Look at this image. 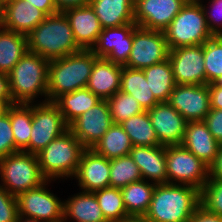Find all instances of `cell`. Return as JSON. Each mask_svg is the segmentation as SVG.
I'll return each mask as SVG.
<instances>
[{
    "label": "cell",
    "mask_w": 222,
    "mask_h": 222,
    "mask_svg": "<svg viewBox=\"0 0 222 222\" xmlns=\"http://www.w3.org/2000/svg\"><path fill=\"white\" fill-rule=\"evenodd\" d=\"M200 205V190L185 184H156L145 216L152 222H189Z\"/></svg>",
    "instance_id": "6da1fadb"
},
{
    "label": "cell",
    "mask_w": 222,
    "mask_h": 222,
    "mask_svg": "<svg viewBox=\"0 0 222 222\" xmlns=\"http://www.w3.org/2000/svg\"><path fill=\"white\" fill-rule=\"evenodd\" d=\"M26 37L28 51L49 61L82 50L77 45L70 23L63 12L46 16Z\"/></svg>",
    "instance_id": "7a4b0ae2"
},
{
    "label": "cell",
    "mask_w": 222,
    "mask_h": 222,
    "mask_svg": "<svg viewBox=\"0 0 222 222\" xmlns=\"http://www.w3.org/2000/svg\"><path fill=\"white\" fill-rule=\"evenodd\" d=\"M98 57L92 50H81L49 61L48 102L77 89L86 88L94 62Z\"/></svg>",
    "instance_id": "3957f363"
},
{
    "label": "cell",
    "mask_w": 222,
    "mask_h": 222,
    "mask_svg": "<svg viewBox=\"0 0 222 222\" xmlns=\"http://www.w3.org/2000/svg\"><path fill=\"white\" fill-rule=\"evenodd\" d=\"M49 60L27 52L8 73L9 90L14 103L30 104L41 95L48 102Z\"/></svg>",
    "instance_id": "277c9868"
},
{
    "label": "cell",
    "mask_w": 222,
    "mask_h": 222,
    "mask_svg": "<svg viewBox=\"0 0 222 222\" xmlns=\"http://www.w3.org/2000/svg\"><path fill=\"white\" fill-rule=\"evenodd\" d=\"M84 149L69 129L65 131L36 154L43 177L51 181L74 177Z\"/></svg>",
    "instance_id": "5b68a950"
},
{
    "label": "cell",
    "mask_w": 222,
    "mask_h": 222,
    "mask_svg": "<svg viewBox=\"0 0 222 222\" xmlns=\"http://www.w3.org/2000/svg\"><path fill=\"white\" fill-rule=\"evenodd\" d=\"M163 32L169 50L203 45L213 37L207 26L203 7L198 0H188Z\"/></svg>",
    "instance_id": "8992f818"
},
{
    "label": "cell",
    "mask_w": 222,
    "mask_h": 222,
    "mask_svg": "<svg viewBox=\"0 0 222 222\" xmlns=\"http://www.w3.org/2000/svg\"><path fill=\"white\" fill-rule=\"evenodd\" d=\"M2 186L13 196L37 188L46 181L36 154L18 151L0 159Z\"/></svg>",
    "instance_id": "52a82bcc"
},
{
    "label": "cell",
    "mask_w": 222,
    "mask_h": 222,
    "mask_svg": "<svg viewBox=\"0 0 222 222\" xmlns=\"http://www.w3.org/2000/svg\"><path fill=\"white\" fill-rule=\"evenodd\" d=\"M167 183L185 184L201 190L209 179V166L180 145L166 146Z\"/></svg>",
    "instance_id": "ba28073f"
},
{
    "label": "cell",
    "mask_w": 222,
    "mask_h": 222,
    "mask_svg": "<svg viewBox=\"0 0 222 222\" xmlns=\"http://www.w3.org/2000/svg\"><path fill=\"white\" fill-rule=\"evenodd\" d=\"M69 129L62 113L53 102L32 103V130L29 153L38 154L51 141Z\"/></svg>",
    "instance_id": "9c48e42d"
},
{
    "label": "cell",
    "mask_w": 222,
    "mask_h": 222,
    "mask_svg": "<svg viewBox=\"0 0 222 222\" xmlns=\"http://www.w3.org/2000/svg\"><path fill=\"white\" fill-rule=\"evenodd\" d=\"M169 48L162 31L136 26L133 30L132 50L123 65L131 69H144L168 59Z\"/></svg>",
    "instance_id": "30bf717a"
},
{
    "label": "cell",
    "mask_w": 222,
    "mask_h": 222,
    "mask_svg": "<svg viewBox=\"0 0 222 222\" xmlns=\"http://www.w3.org/2000/svg\"><path fill=\"white\" fill-rule=\"evenodd\" d=\"M48 182L51 180H46L39 187L29 189L16 197L18 215L41 222H63L64 202L46 189Z\"/></svg>",
    "instance_id": "8fae6325"
},
{
    "label": "cell",
    "mask_w": 222,
    "mask_h": 222,
    "mask_svg": "<svg viewBox=\"0 0 222 222\" xmlns=\"http://www.w3.org/2000/svg\"><path fill=\"white\" fill-rule=\"evenodd\" d=\"M168 59L178 85L206 84L203 45L184 46L169 50Z\"/></svg>",
    "instance_id": "7c38bea8"
},
{
    "label": "cell",
    "mask_w": 222,
    "mask_h": 222,
    "mask_svg": "<svg viewBox=\"0 0 222 222\" xmlns=\"http://www.w3.org/2000/svg\"><path fill=\"white\" fill-rule=\"evenodd\" d=\"M113 125L107 100H100L69 125L85 149H92Z\"/></svg>",
    "instance_id": "4fadbf2b"
},
{
    "label": "cell",
    "mask_w": 222,
    "mask_h": 222,
    "mask_svg": "<svg viewBox=\"0 0 222 222\" xmlns=\"http://www.w3.org/2000/svg\"><path fill=\"white\" fill-rule=\"evenodd\" d=\"M168 103L187 122L204 121L210 112L209 84L178 85L170 94Z\"/></svg>",
    "instance_id": "5bb4252c"
},
{
    "label": "cell",
    "mask_w": 222,
    "mask_h": 222,
    "mask_svg": "<svg viewBox=\"0 0 222 222\" xmlns=\"http://www.w3.org/2000/svg\"><path fill=\"white\" fill-rule=\"evenodd\" d=\"M188 0H135L134 20L137 26L164 31Z\"/></svg>",
    "instance_id": "9a60e30c"
},
{
    "label": "cell",
    "mask_w": 222,
    "mask_h": 222,
    "mask_svg": "<svg viewBox=\"0 0 222 222\" xmlns=\"http://www.w3.org/2000/svg\"><path fill=\"white\" fill-rule=\"evenodd\" d=\"M136 26V24H127L102 29L92 51L98 58L124 65L132 50L133 30Z\"/></svg>",
    "instance_id": "2e32d148"
},
{
    "label": "cell",
    "mask_w": 222,
    "mask_h": 222,
    "mask_svg": "<svg viewBox=\"0 0 222 222\" xmlns=\"http://www.w3.org/2000/svg\"><path fill=\"white\" fill-rule=\"evenodd\" d=\"M147 112L161 145L182 143L187 121L175 108L168 102H159Z\"/></svg>",
    "instance_id": "e0dca14e"
},
{
    "label": "cell",
    "mask_w": 222,
    "mask_h": 222,
    "mask_svg": "<svg viewBox=\"0 0 222 222\" xmlns=\"http://www.w3.org/2000/svg\"><path fill=\"white\" fill-rule=\"evenodd\" d=\"M74 177L82 191L94 192L110 187V160L93 149H84Z\"/></svg>",
    "instance_id": "ac0fdd59"
},
{
    "label": "cell",
    "mask_w": 222,
    "mask_h": 222,
    "mask_svg": "<svg viewBox=\"0 0 222 222\" xmlns=\"http://www.w3.org/2000/svg\"><path fill=\"white\" fill-rule=\"evenodd\" d=\"M46 14L25 0H5L0 10V25L10 31L27 35Z\"/></svg>",
    "instance_id": "d6986e66"
},
{
    "label": "cell",
    "mask_w": 222,
    "mask_h": 222,
    "mask_svg": "<svg viewBox=\"0 0 222 222\" xmlns=\"http://www.w3.org/2000/svg\"><path fill=\"white\" fill-rule=\"evenodd\" d=\"M70 23L74 39L82 50H92L102 32L99 19L90 5L63 11Z\"/></svg>",
    "instance_id": "ffe728a7"
},
{
    "label": "cell",
    "mask_w": 222,
    "mask_h": 222,
    "mask_svg": "<svg viewBox=\"0 0 222 222\" xmlns=\"http://www.w3.org/2000/svg\"><path fill=\"white\" fill-rule=\"evenodd\" d=\"M166 146H133L129 155L138 165L142 179L154 184L167 183Z\"/></svg>",
    "instance_id": "44dd1931"
},
{
    "label": "cell",
    "mask_w": 222,
    "mask_h": 222,
    "mask_svg": "<svg viewBox=\"0 0 222 222\" xmlns=\"http://www.w3.org/2000/svg\"><path fill=\"white\" fill-rule=\"evenodd\" d=\"M181 145L209 166L217 157L221 144L204 121H195L187 122Z\"/></svg>",
    "instance_id": "7402d4cb"
},
{
    "label": "cell",
    "mask_w": 222,
    "mask_h": 222,
    "mask_svg": "<svg viewBox=\"0 0 222 222\" xmlns=\"http://www.w3.org/2000/svg\"><path fill=\"white\" fill-rule=\"evenodd\" d=\"M122 66L105 58H98L94 62L87 88L101 100H108L120 90Z\"/></svg>",
    "instance_id": "603a6c76"
},
{
    "label": "cell",
    "mask_w": 222,
    "mask_h": 222,
    "mask_svg": "<svg viewBox=\"0 0 222 222\" xmlns=\"http://www.w3.org/2000/svg\"><path fill=\"white\" fill-rule=\"evenodd\" d=\"M135 0H91L102 29L136 24L134 20Z\"/></svg>",
    "instance_id": "cb8c5ba5"
},
{
    "label": "cell",
    "mask_w": 222,
    "mask_h": 222,
    "mask_svg": "<svg viewBox=\"0 0 222 222\" xmlns=\"http://www.w3.org/2000/svg\"><path fill=\"white\" fill-rule=\"evenodd\" d=\"M63 202V222L68 217L76 222H107L94 192L80 191Z\"/></svg>",
    "instance_id": "d4e9b609"
},
{
    "label": "cell",
    "mask_w": 222,
    "mask_h": 222,
    "mask_svg": "<svg viewBox=\"0 0 222 222\" xmlns=\"http://www.w3.org/2000/svg\"><path fill=\"white\" fill-rule=\"evenodd\" d=\"M101 99L94 95L87 87L77 89L71 93L59 96L53 103L63 115L65 123L69 126L83 113L87 112Z\"/></svg>",
    "instance_id": "484cf974"
},
{
    "label": "cell",
    "mask_w": 222,
    "mask_h": 222,
    "mask_svg": "<svg viewBox=\"0 0 222 222\" xmlns=\"http://www.w3.org/2000/svg\"><path fill=\"white\" fill-rule=\"evenodd\" d=\"M120 90L133 96L144 111L150 110L159 103L146 81L143 70L122 66Z\"/></svg>",
    "instance_id": "4316f807"
},
{
    "label": "cell",
    "mask_w": 222,
    "mask_h": 222,
    "mask_svg": "<svg viewBox=\"0 0 222 222\" xmlns=\"http://www.w3.org/2000/svg\"><path fill=\"white\" fill-rule=\"evenodd\" d=\"M27 52L26 35L0 25V72L8 74Z\"/></svg>",
    "instance_id": "83f0119b"
},
{
    "label": "cell",
    "mask_w": 222,
    "mask_h": 222,
    "mask_svg": "<svg viewBox=\"0 0 222 222\" xmlns=\"http://www.w3.org/2000/svg\"><path fill=\"white\" fill-rule=\"evenodd\" d=\"M10 122L14 135L15 152L29 153V140L32 130V103H15L8 107Z\"/></svg>",
    "instance_id": "f1b7e54d"
},
{
    "label": "cell",
    "mask_w": 222,
    "mask_h": 222,
    "mask_svg": "<svg viewBox=\"0 0 222 222\" xmlns=\"http://www.w3.org/2000/svg\"><path fill=\"white\" fill-rule=\"evenodd\" d=\"M142 70L154 97L159 102H168L176 85L169 59Z\"/></svg>",
    "instance_id": "f546056e"
},
{
    "label": "cell",
    "mask_w": 222,
    "mask_h": 222,
    "mask_svg": "<svg viewBox=\"0 0 222 222\" xmlns=\"http://www.w3.org/2000/svg\"><path fill=\"white\" fill-rule=\"evenodd\" d=\"M156 184L138 180L121 188L124 207L128 215H145L149 210Z\"/></svg>",
    "instance_id": "4dcf8cb0"
},
{
    "label": "cell",
    "mask_w": 222,
    "mask_h": 222,
    "mask_svg": "<svg viewBox=\"0 0 222 222\" xmlns=\"http://www.w3.org/2000/svg\"><path fill=\"white\" fill-rule=\"evenodd\" d=\"M132 148L130 137L123 127L113 124L92 149L110 160L129 155Z\"/></svg>",
    "instance_id": "1f68e13d"
},
{
    "label": "cell",
    "mask_w": 222,
    "mask_h": 222,
    "mask_svg": "<svg viewBox=\"0 0 222 222\" xmlns=\"http://www.w3.org/2000/svg\"><path fill=\"white\" fill-rule=\"evenodd\" d=\"M120 125L130 137L133 146L161 145L147 111L124 120Z\"/></svg>",
    "instance_id": "d6a6232c"
},
{
    "label": "cell",
    "mask_w": 222,
    "mask_h": 222,
    "mask_svg": "<svg viewBox=\"0 0 222 222\" xmlns=\"http://www.w3.org/2000/svg\"><path fill=\"white\" fill-rule=\"evenodd\" d=\"M94 194L107 222H119L128 216L120 188L107 187L94 191Z\"/></svg>",
    "instance_id": "836d02e7"
},
{
    "label": "cell",
    "mask_w": 222,
    "mask_h": 222,
    "mask_svg": "<svg viewBox=\"0 0 222 222\" xmlns=\"http://www.w3.org/2000/svg\"><path fill=\"white\" fill-rule=\"evenodd\" d=\"M141 179L139 167L130 155L110 159V187L121 189Z\"/></svg>",
    "instance_id": "e575fe53"
},
{
    "label": "cell",
    "mask_w": 222,
    "mask_h": 222,
    "mask_svg": "<svg viewBox=\"0 0 222 222\" xmlns=\"http://www.w3.org/2000/svg\"><path fill=\"white\" fill-rule=\"evenodd\" d=\"M113 124H120L132 116L144 112L139 102L131 95L119 90L107 100Z\"/></svg>",
    "instance_id": "d590c367"
},
{
    "label": "cell",
    "mask_w": 222,
    "mask_h": 222,
    "mask_svg": "<svg viewBox=\"0 0 222 222\" xmlns=\"http://www.w3.org/2000/svg\"><path fill=\"white\" fill-rule=\"evenodd\" d=\"M206 84L222 75V36H213L203 44Z\"/></svg>",
    "instance_id": "8d00e7d4"
},
{
    "label": "cell",
    "mask_w": 222,
    "mask_h": 222,
    "mask_svg": "<svg viewBox=\"0 0 222 222\" xmlns=\"http://www.w3.org/2000/svg\"><path fill=\"white\" fill-rule=\"evenodd\" d=\"M200 205L222 217V179H208L200 190Z\"/></svg>",
    "instance_id": "74e56055"
},
{
    "label": "cell",
    "mask_w": 222,
    "mask_h": 222,
    "mask_svg": "<svg viewBox=\"0 0 222 222\" xmlns=\"http://www.w3.org/2000/svg\"><path fill=\"white\" fill-rule=\"evenodd\" d=\"M15 153V142L8 112L0 116V159Z\"/></svg>",
    "instance_id": "f35d334b"
},
{
    "label": "cell",
    "mask_w": 222,
    "mask_h": 222,
    "mask_svg": "<svg viewBox=\"0 0 222 222\" xmlns=\"http://www.w3.org/2000/svg\"><path fill=\"white\" fill-rule=\"evenodd\" d=\"M18 203L16 196L11 195L0 184V222H17Z\"/></svg>",
    "instance_id": "ab89813d"
},
{
    "label": "cell",
    "mask_w": 222,
    "mask_h": 222,
    "mask_svg": "<svg viewBox=\"0 0 222 222\" xmlns=\"http://www.w3.org/2000/svg\"><path fill=\"white\" fill-rule=\"evenodd\" d=\"M198 1L203 7L209 31L212 33L213 36H222V0H211V10L205 8L206 6H203L202 1Z\"/></svg>",
    "instance_id": "60d3db41"
},
{
    "label": "cell",
    "mask_w": 222,
    "mask_h": 222,
    "mask_svg": "<svg viewBox=\"0 0 222 222\" xmlns=\"http://www.w3.org/2000/svg\"><path fill=\"white\" fill-rule=\"evenodd\" d=\"M204 122L207 124L212 136L222 144V109H210Z\"/></svg>",
    "instance_id": "b9f144b4"
},
{
    "label": "cell",
    "mask_w": 222,
    "mask_h": 222,
    "mask_svg": "<svg viewBox=\"0 0 222 222\" xmlns=\"http://www.w3.org/2000/svg\"><path fill=\"white\" fill-rule=\"evenodd\" d=\"M189 222H222V217L207 211L204 207L199 205Z\"/></svg>",
    "instance_id": "7bdbcfd3"
},
{
    "label": "cell",
    "mask_w": 222,
    "mask_h": 222,
    "mask_svg": "<svg viewBox=\"0 0 222 222\" xmlns=\"http://www.w3.org/2000/svg\"><path fill=\"white\" fill-rule=\"evenodd\" d=\"M40 9L47 16L58 13L54 0H25Z\"/></svg>",
    "instance_id": "ee69618b"
},
{
    "label": "cell",
    "mask_w": 222,
    "mask_h": 222,
    "mask_svg": "<svg viewBox=\"0 0 222 222\" xmlns=\"http://www.w3.org/2000/svg\"><path fill=\"white\" fill-rule=\"evenodd\" d=\"M210 108L222 109V87L214 83L209 84Z\"/></svg>",
    "instance_id": "f6af8a7d"
},
{
    "label": "cell",
    "mask_w": 222,
    "mask_h": 222,
    "mask_svg": "<svg viewBox=\"0 0 222 222\" xmlns=\"http://www.w3.org/2000/svg\"><path fill=\"white\" fill-rule=\"evenodd\" d=\"M209 179H222V144L217 157L209 165Z\"/></svg>",
    "instance_id": "bcb514c9"
},
{
    "label": "cell",
    "mask_w": 222,
    "mask_h": 222,
    "mask_svg": "<svg viewBox=\"0 0 222 222\" xmlns=\"http://www.w3.org/2000/svg\"><path fill=\"white\" fill-rule=\"evenodd\" d=\"M57 11L63 12L68 8L90 5L91 0H54Z\"/></svg>",
    "instance_id": "7dc6e473"
},
{
    "label": "cell",
    "mask_w": 222,
    "mask_h": 222,
    "mask_svg": "<svg viewBox=\"0 0 222 222\" xmlns=\"http://www.w3.org/2000/svg\"><path fill=\"white\" fill-rule=\"evenodd\" d=\"M0 99L3 101H13L10 90L8 74L0 72Z\"/></svg>",
    "instance_id": "c3c4849f"
},
{
    "label": "cell",
    "mask_w": 222,
    "mask_h": 222,
    "mask_svg": "<svg viewBox=\"0 0 222 222\" xmlns=\"http://www.w3.org/2000/svg\"><path fill=\"white\" fill-rule=\"evenodd\" d=\"M119 222H152L145 215H128Z\"/></svg>",
    "instance_id": "681fc988"
},
{
    "label": "cell",
    "mask_w": 222,
    "mask_h": 222,
    "mask_svg": "<svg viewBox=\"0 0 222 222\" xmlns=\"http://www.w3.org/2000/svg\"><path fill=\"white\" fill-rule=\"evenodd\" d=\"M15 104L13 101H3L0 99V116L7 112L10 105Z\"/></svg>",
    "instance_id": "f907efd6"
},
{
    "label": "cell",
    "mask_w": 222,
    "mask_h": 222,
    "mask_svg": "<svg viewBox=\"0 0 222 222\" xmlns=\"http://www.w3.org/2000/svg\"><path fill=\"white\" fill-rule=\"evenodd\" d=\"M17 222H41L40 220L18 215Z\"/></svg>",
    "instance_id": "816d5d0a"
},
{
    "label": "cell",
    "mask_w": 222,
    "mask_h": 222,
    "mask_svg": "<svg viewBox=\"0 0 222 222\" xmlns=\"http://www.w3.org/2000/svg\"><path fill=\"white\" fill-rule=\"evenodd\" d=\"M213 83L217 86L222 87V75L218 79H216Z\"/></svg>",
    "instance_id": "f5cc1de1"
},
{
    "label": "cell",
    "mask_w": 222,
    "mask_h": 222,
    "mask_svg": "<svg viewBox=\"0 0 222 222\" xmlns=\"http://www.w3.org/2000/svg\"><path fill=\"white\" fill-rule=\"evenodd\" d=\"M4 2H5V0H0V10L2 9Z\"/></svg>",
    "instance_id": "db71d44e"
}]
</instances>
